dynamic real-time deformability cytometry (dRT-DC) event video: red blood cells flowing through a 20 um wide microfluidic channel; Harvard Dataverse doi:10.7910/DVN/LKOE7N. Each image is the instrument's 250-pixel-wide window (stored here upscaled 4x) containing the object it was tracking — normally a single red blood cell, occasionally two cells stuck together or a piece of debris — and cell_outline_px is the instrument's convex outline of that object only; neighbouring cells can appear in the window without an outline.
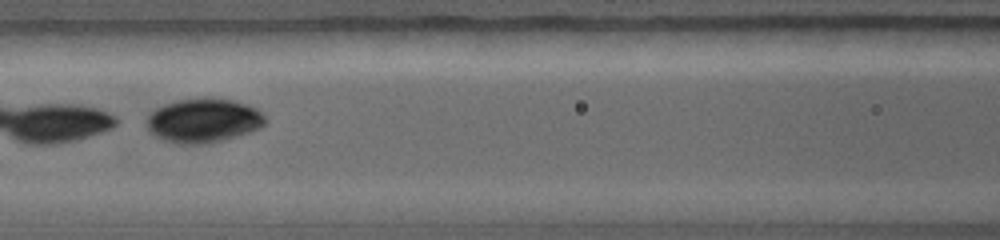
{"species": "common noctule bat (a hibernating species)", "species_latin": "Nyctalus noctula", "temperature_condition": "warm", "stored_images_in_passage": 26, "camera_frame_rate_fps": 5000, "um_per_image_px": 0.085, "animal": {"sex": "female", "body_mass_g": 19.0, "forearm_length_mm": 56.7}, "frame": {"image": 1, "passage_image": 4, "time_ms": 1.6, "image_size_px": [1000, 240], "cell_outline_px": [[264, 124], [260, 128], [224, 140], [204, 144], [180, 144], [164, 140], [156, 136], [148, 128], [148, 116], [156, 108], [164, 104], [176, 100], [204, 96], [212, 96], [232, 100], [248, 104], [256, 108], [264, 116]], "centroid_in_image_um": [17.3, 10.21], "position_along_channel_um": 149.3, "area_um2": 30.63}}
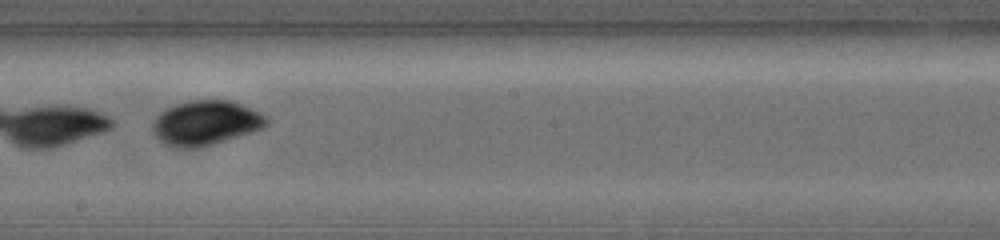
{"frame": {"image": 2, "passage_image": 8, "time_ms": 3.2, "image_size_px": [1000, 240], "cell_outline_px": [[268, 124], [260, 128], [200, 148], [172, 148], [164, 144], [156, 136], [152, 128], [152, 124], [156, 116], [160, 112], [176, 104], [188, 100], [232, 100], [260, 112], [268, 116]], "centroid_in_image_um": [17.45, 10.44], "position_along_channel_um": 230.8, "area_um2": 29.48}}